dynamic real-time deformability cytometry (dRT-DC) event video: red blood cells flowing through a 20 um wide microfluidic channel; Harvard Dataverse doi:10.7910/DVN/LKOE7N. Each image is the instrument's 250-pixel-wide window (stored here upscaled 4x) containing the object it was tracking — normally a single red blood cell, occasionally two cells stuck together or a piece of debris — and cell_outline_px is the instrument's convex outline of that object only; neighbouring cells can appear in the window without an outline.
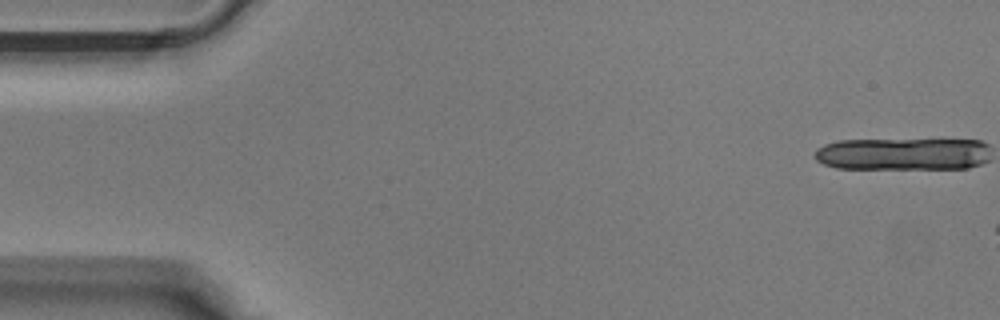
{"species": "Egyptian fruit bat (a non-hibernating species)", "species_latin": "Rousettus aegyptiacus", "temperature_condition": "warm", "stored_images_in_passage": 6, "segment_of_instrument_passage": [1, 2], "camera_frame_rate_fps": 3000, "um_per_image_px": 0.085, "animal": {"sex": "male"}, "frame": {"image": 1, "passage_image": 1, "time_ms": 0.0, "image_size_px": [1000, 320], "cell_outline_px": [[980, 144], [972, 164], [956, 168], [848, 168], [832, 164], [824, 160], [824, 148], [832, 144], [856, 140], [976, 140]], "centroid_in_image_um": [76.69, 13.07], "position_along_channel_um": 8.3, "area_um2": 29.19}}